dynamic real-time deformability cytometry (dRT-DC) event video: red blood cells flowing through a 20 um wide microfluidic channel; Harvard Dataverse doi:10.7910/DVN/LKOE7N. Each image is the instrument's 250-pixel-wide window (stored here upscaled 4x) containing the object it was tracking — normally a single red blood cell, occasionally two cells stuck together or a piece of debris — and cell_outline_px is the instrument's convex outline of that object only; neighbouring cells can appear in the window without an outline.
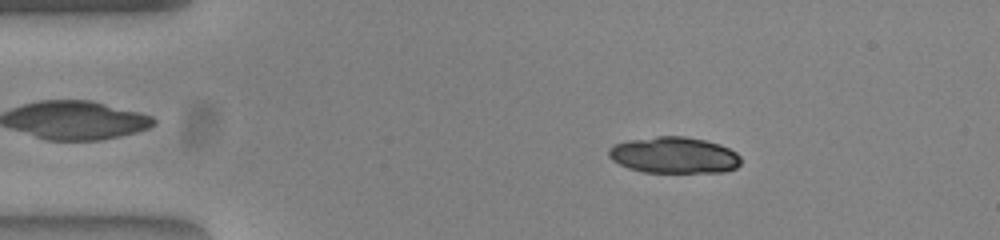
{"species": "common noctule bat (a hibernating species)", "species_latin": "Nyctalus noctula", "temperature_condition": "warm", "stored_images_in_passage": 51, "camera_frame_rate_fps": 3000, "um_per_image_px": 0.085, "animal": {"sex": "female", "body_mass_g": 23.0, "forearm_length_mm": 53.4}, "frame": {"image": 1, "passage_image": 8, "time_ms": 2.333, "image_size_px": [1000, 240], "cell_outline_px": [[740, 164], [736, 168], [724, 172], [644, 172], [628, 168], [612, 160], [608, 156], [608, 148], [612, 144], [628, 140], [656, 136], [684, 136], [704, 140], [720, 144], [736, 152], [740, 156]], "centroid_in_image_um": [57.27, 13.18], "position_along_channel_um": 27.7, "area_um2": 28.15}}